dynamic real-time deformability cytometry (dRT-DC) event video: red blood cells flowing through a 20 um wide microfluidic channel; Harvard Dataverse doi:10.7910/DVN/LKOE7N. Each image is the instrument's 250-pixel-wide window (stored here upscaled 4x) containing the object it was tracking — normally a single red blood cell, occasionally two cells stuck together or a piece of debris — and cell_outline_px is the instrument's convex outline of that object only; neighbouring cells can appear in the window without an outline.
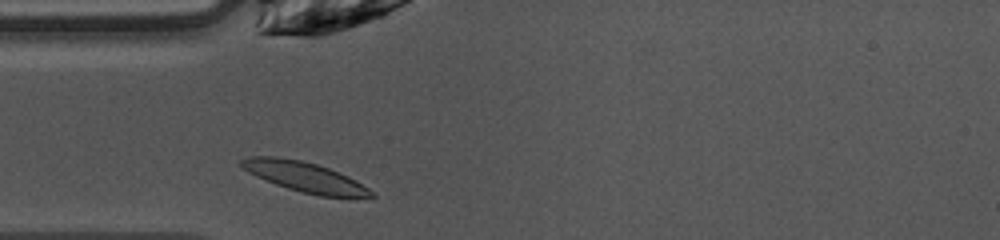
{"species": "common noctule bat (a hibernating species)", "species_latin": "Nyctalus noctula", "temperature_condition": "warm", "stored_images_in_passage": 28, "camera_frame_rate_fps": 3000, "um_per_image_px": 0.085, "animal": {"sex": "female", "body_mass_g": 10.0, "forearm_length_mm": 53.1}, "frame": {"image": 1, "passage_image": 2, "time_ms": 0.333, "image_size_px": [1000, 240], "cell_outline_px": [[376, 196], [320, 196], [300, 192], [276, 184], [256, 176], [248, 172], [240, 164], [240, 160], [248, 156], [276, 156], [300, 160], [316, 164], [328, 168], [348, 176], [356, 180], [368, 188]], "centroid_in_image_um": [25.85, 15.02], "position_along_channel_um": 59.2, "area_um2": 22.31}}
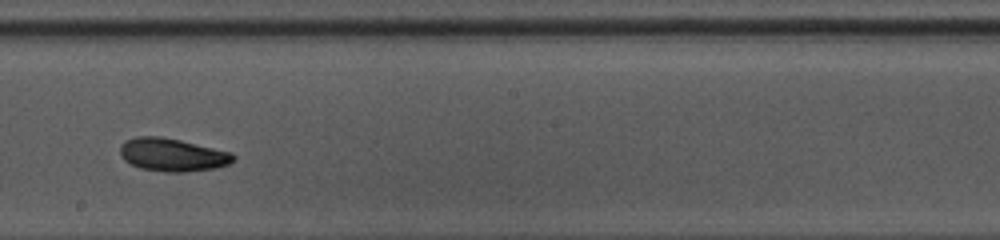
{"frame": {"image": 2, "passage_image": 15, "time_ms": 4.667, "image_size_px": [1000, 240], "cell_outline_px": [[236, 160], [228, 164], [216, 168], [184, 172], [164, 172], [140, 168], [124, 160], [120, 156], [120, 144], [124, 140], [136, 136], [160, 136], [180, 140], [232, 152], [236, 156]], "centroid_in_image_um": [14.65, 13.15], "position_along_channel_um": 233.6, "area_um2": 22.02}}
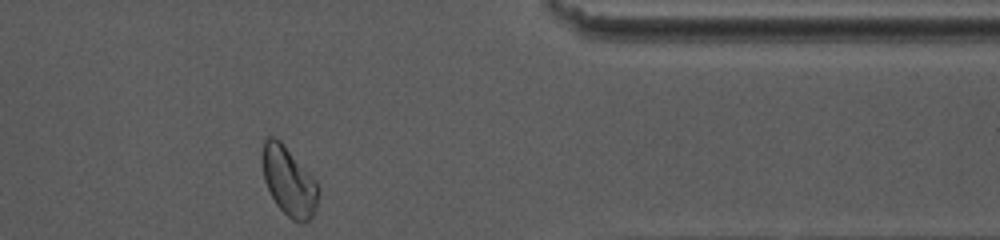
{"frame": {"image": 3, "passage_image": 28, "time_ms": 9.0, "image_size_px": [1000, 240], "cell_outline_px": [[320, 188], [316, 208], [312, 216], [304, 224], [300, 224], [292, 220], [276, 204], [264, 180], [260, 156], [264, 140], [268, 136], [276, 136], [280, 140], [316, 180]], "centroid_in_image_um": [24.54, 15.39], "position_along_channel_um": 386.9, "area_um2": 22.83}, "authors_computed_cell_mechanics": {"area_um2": 21.1259, "velocity_mm_per_s": 4.0284, "shape_relaxation_time_tau1_ms": 4.8026, "shape_relaxation_time_tau2_ms": 5.7468, "deformation_change_tau1": 0.1379, "deformation_change_tau2": 0.0975}}